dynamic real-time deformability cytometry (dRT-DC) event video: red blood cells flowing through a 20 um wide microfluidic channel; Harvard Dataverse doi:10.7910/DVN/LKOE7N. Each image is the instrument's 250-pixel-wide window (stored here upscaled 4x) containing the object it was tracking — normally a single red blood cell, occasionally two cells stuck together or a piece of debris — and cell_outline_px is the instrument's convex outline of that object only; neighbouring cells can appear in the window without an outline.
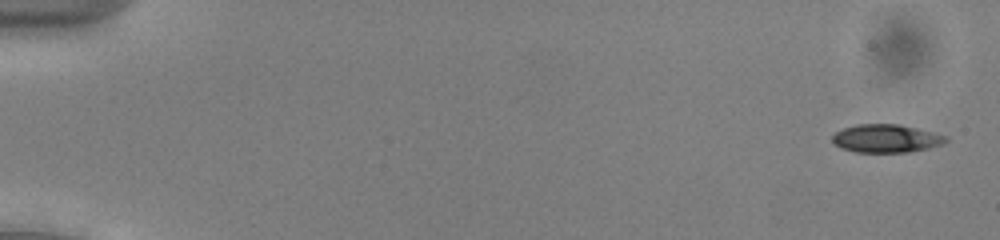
{"species": "common noctule bat (a hibernating species)", "species_latin": "Nyctalus noctula", "temperature_condition": "cold", "stored_images_in_passage": 53, "camera_frame_rate_fps": 3000, "um_per_image_px": 0.085, "animal": {"sex": "male", "body_mass_g": 13.0, "forearm_length_mm": 53.1}, "frame": {"image": 1, "passage_image": 2, "time_ms": 0.333, "image_size_px": [1000, 240], "cell_outline_px": [[948, 140], [944, 144], [928, 148], [908, 152], [856, 152], [840, 148], [832, 140], [832, 136], [836, 132], [844, 128], [860, 124], [900, 124], [948, 136]], "centroid_in_image_um": [75.35, 11.77], "position_along_channel_um": 9.7, "area_um2": 18.55}}
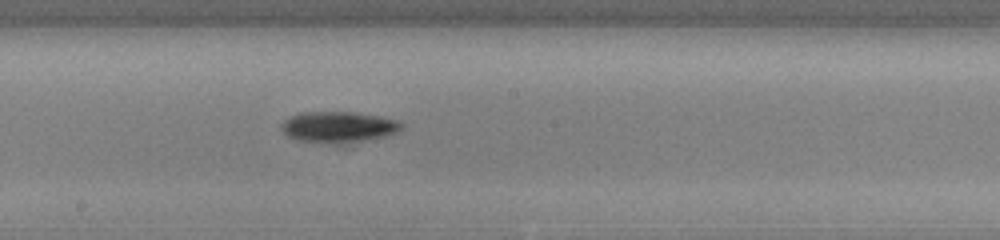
{"frame": {"image": 2, "passage_image": 30, "time_ms": 9.667, "image_size_px": [1000, 240], "cell_outline_px": [[404, 128], [396, 132], [384, 136], [368, 140], [344, 144], [328, 144], [296, 140], [288, 136], [280, 128], [280, 124], [284, 120], [300, 112], [352, 112], [380, 116], [400, 120], [404, 124]], "centroid_in_image_um": [28.78, 10.81], "position_along_channel_um": 219.4, "area_um2": 22.14}}
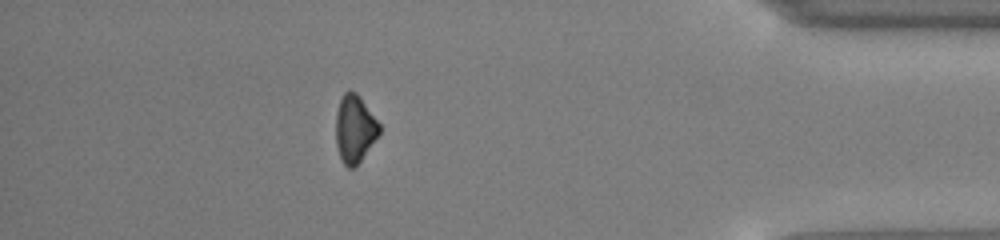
{"frame": {"image": 3, "passage_image": 47, "time_ms": 15.333, "image_size_px": [1000, 240], "cell_outline_px": [[380, 132], [356, 168], [348, 168], [344, 164], [340, 156], [336, 144], [336, 112], [340, 100], [344, 92], [356, 92], [360, 96], [380, 124]], "centroid_in_image_um": [30.15, 10.97], "position_along_channel_um": 405.1, "area_um2": 17.05}, "authors_computed_cell_mechanics": {"area_um2": 19.363, "velocity_mm_per_s": 3.9686, "shape_relaxation_time_tau1_ms": 2.1659, "shape_relaxation_time_tau2_ms": null, "deformation_change_tau1": 0.1073, "deformation_change_tau2": null}}